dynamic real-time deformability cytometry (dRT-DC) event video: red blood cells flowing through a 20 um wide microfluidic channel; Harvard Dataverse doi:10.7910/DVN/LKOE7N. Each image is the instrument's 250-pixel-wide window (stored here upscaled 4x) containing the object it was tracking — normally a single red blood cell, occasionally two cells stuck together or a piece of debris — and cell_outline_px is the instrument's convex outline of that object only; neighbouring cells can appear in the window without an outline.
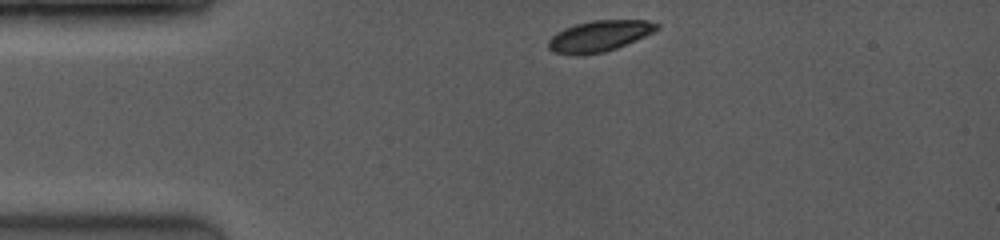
{"species": "common noctule bat (a hibernating species)", "species_latin": "Nyctalus noctula", "temperature_condition": "room temperature", "stored_images_in_passage": 11, "camera_frame_rate_fps": 3500, "um_per_image_px": 0.085, "animal": {"sex": "female", "body_mass_g": 19.0, "forearm_length_mm": 53.3}, "frame": {"image": 1, "passage_image": 1, "time_ms": 0.0, "image_size_px": [1000, 240], "cell_outline_px": [[660, 28], [644, 36], [616, 48], [604, 52], [580, 56], [572, 56], [552, 52], [548, 48], [548, 40], [556, 32], [564, 28], [576, 24], [592, 20], [648, 20], [660, 24]], "centroid_in_image_um": [50.89, 3.07], "position_along_channel_um": 34.1, "area_um2": 19.77}}
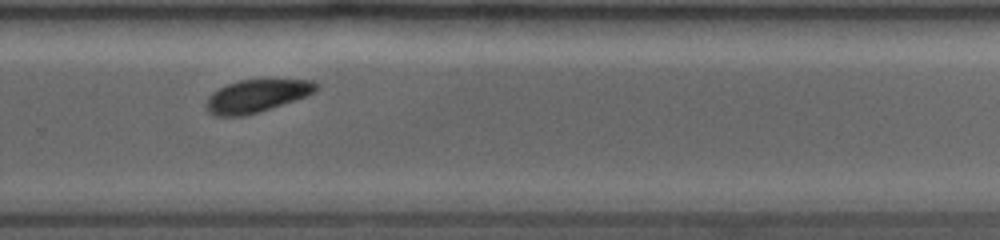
{"frame": {"image": 2, "passage_image": 10, "time_ms": 7.714, "image_size_px": [1000, 240], "cell_outline_px": [[320, 88], [304, 96], [244, 116], [216, 116], [208, 112], [208, 96], [212, 92], [228, 84], [240, 80], [316, 80], [320, 84]], "centroid_in_image_um": [21.82, 8.14], "position_along_channel_um": 308.0, "area_um2": 20.35}}
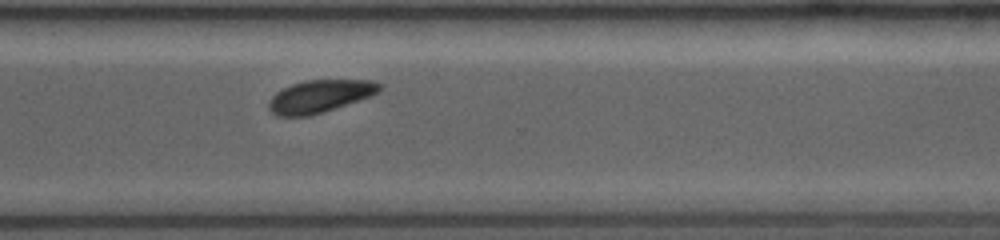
{"frame": {"image": 3, "passage_image": 11, "time_ms": 8.571, "image_size_px": [1000, 240], "cell_outline_px": [[384, 88], [368, 96], [324, 112], [308, 116], [276, 116], [268, 108], [268, 104], [272, 96], [276, 92], [292, 84], [304, 80], [372, 80], [384, 84]], "centroid_in_image_um": [27.18, 8.17], "position_along_channel_um": 343.4, "area_um2": 20.87}}